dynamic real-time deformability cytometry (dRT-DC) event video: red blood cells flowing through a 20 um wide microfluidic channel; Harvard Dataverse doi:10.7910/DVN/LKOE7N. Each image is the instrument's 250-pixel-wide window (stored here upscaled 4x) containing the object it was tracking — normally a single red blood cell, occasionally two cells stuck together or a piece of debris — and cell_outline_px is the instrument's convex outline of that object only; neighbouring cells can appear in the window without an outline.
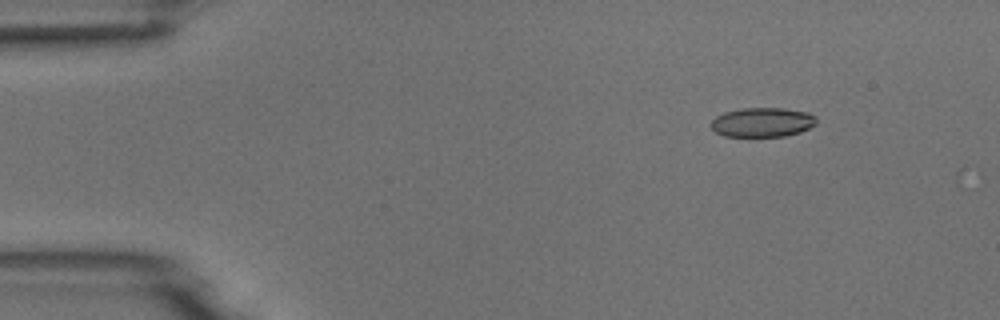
{"species": "common noctule bat (a hibernating species)", "species_latin": "Nyctalus noctula", "temperature_condition": "room temperature", "stored_images_in_passage": 6, "camera_frame_rate_fps": 3000, "um_per_image_px": 0.085, "animal": {"sex": "male", "body_mass_g": 18.8}, "frame": {"image": 1, "passage_image": 2, "time_ms": 1.0, "image_size_px": [1000, 320], "cell_outline_px": [[816, 124], [800, 132], [784, 136], [724, 136], [716, 132], [712, 128], [712, 120], [716, 116], [724, 112], [740, 108], [784, 108], [808, 112], [816, 116]], "centroid_in_image_um": [64.82, 10.38], "position_along_channel_um": 20.2, "area_um2": 18.03}}
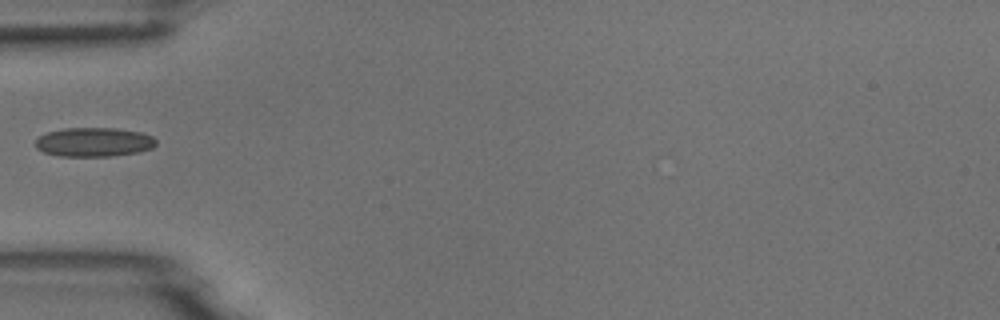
{"frame": {"image": 2, "passage_image": 5, "time_ms": 4.667, "image_size_px": [1000, 320], "cell_outline_px": [[156, 144], [152, 148], [136, 152], [112, 156], [60, 156], [44, 152], [36, 148], [36, 140], [40, 136], [48, 132], [64, 128], [116, 128], [140, 132], [152, 136], [156, 140]], "centroid_in_image_um": [7.98, 12.07], "position_along_channel_um": 77.0, "area_um2": 20.35}}